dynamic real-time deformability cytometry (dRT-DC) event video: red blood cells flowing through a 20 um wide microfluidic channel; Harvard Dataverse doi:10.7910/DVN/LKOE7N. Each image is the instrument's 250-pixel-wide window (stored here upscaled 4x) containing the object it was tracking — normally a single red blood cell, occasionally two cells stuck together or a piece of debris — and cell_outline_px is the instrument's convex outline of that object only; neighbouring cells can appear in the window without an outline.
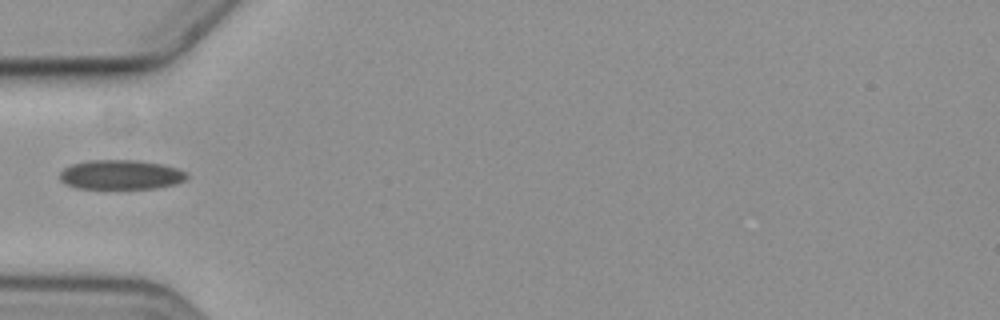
{"species": "common noctule bat (a hibernating species)", "species_latin": "Nyctalus noctula", "temperature_condition": "cold", "stored_images_in_passage": 3, "camera_frame_rate_fps": 3000, "um_per_image_px": 0.085, "animal": {"sex": "female", "body_mass_g": 19.3, "forearm_length_mm": 54.1}, "frame": {"image": 1, "passage_image": 3, "time_ms": 3.333, "image_size_px": [1000, 320], "cell_outline_px": [[188, 176], [184, 180], [176, 184], [156, 188], [76, 188], [60, 180], [60, 172], [64, 168], [72, 164], [88, 160], [136, 160], [160, 164], [176, 168], [184, 172]], "centroid_in_image_um": [10.25, 14.84], "position_along_channel_um": 74.7, "area_um2": 21.62}}